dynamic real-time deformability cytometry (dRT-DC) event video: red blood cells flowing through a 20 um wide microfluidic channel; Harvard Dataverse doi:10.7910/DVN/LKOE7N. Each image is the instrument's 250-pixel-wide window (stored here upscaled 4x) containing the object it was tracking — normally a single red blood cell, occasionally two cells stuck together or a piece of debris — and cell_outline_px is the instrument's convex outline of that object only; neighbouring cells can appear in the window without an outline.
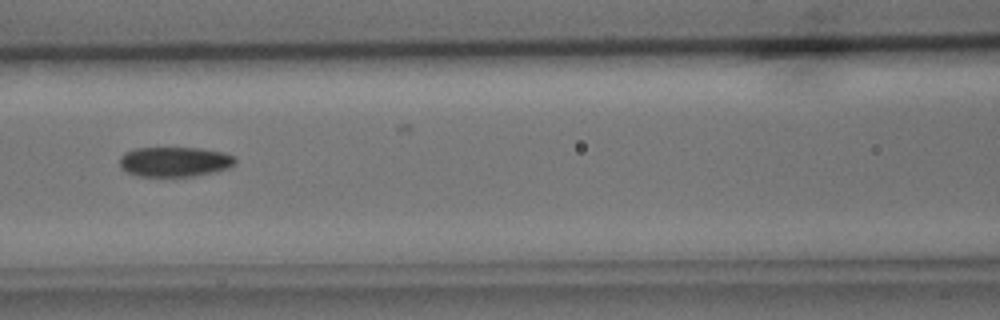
{"species": "common noctule bat (a hibernating species)", "species_latin": "Nyctalus noctula", "temperature_condition": "cold", "stored_images_in_passage": 8, "camera_frame_rate_fps": 3000, "um_per_image_px": 0.085, "animal": {"sex": "male", "body_mass_g": 15.6}, "frame": {"image": 1, "passage_image": 4, "time_ms": 3.667, "image_size_px": [1000, 320], "cell_outline_px": [[236, 164], [228, 168], [216, 172], [192, 176], [136, 176], [120, 168], [120, 156], [124, 152], [136, 148], [200, 148], [224, 152], [236, 156]], "centroid_in_image_um": [14.87, 13.74], "position_along_channel_um": 151.7, "area_um2": 20.35}}
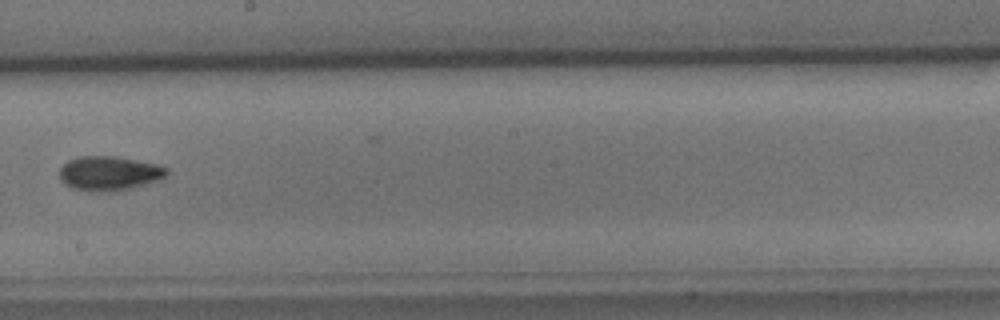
{"frame": {"image": 2, "passage_image": 6, "time_ms": 6.0, "image_size_px": [1000, 320], "cell_outline_px": [[168, 172], [160, 180], [128, 188], [108, 192], [88, 192], [72, 188], [64, 184], [60, 180], [60, 168], [68, 160], [80, 156], [112, 156], [156, 164], [168, 168]], "centroid_in_image_um": [9.23, 14.74], "position_along_channel_um": 239.0, "area_um2": 21.39}}
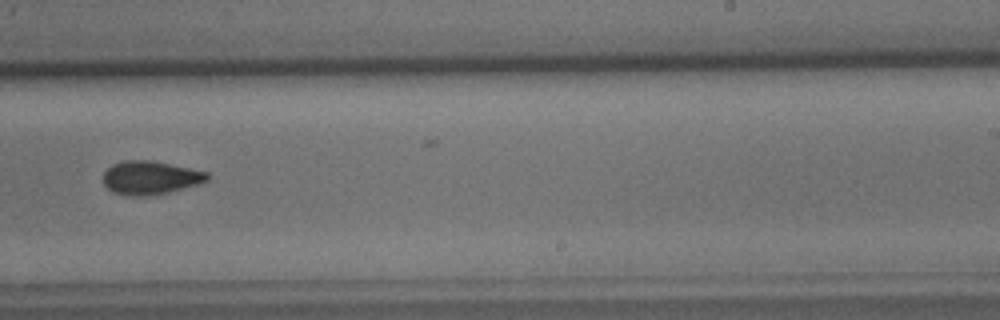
{"frame": {"image": 3, "passage_image": 7, "time_ms": 7.0, "image_size_px": [1000, 320], "cell_outline_px": [[208, 180], [196, 184], [168, 192], [144, 196], [128, 196], [112, 192], [104, 184], [104, 172], [112, 164], [124, 160], [152, 160], [208, 172]], "centroid_in_image_um": [12.74, 15.1], "position_along_channel_um": 276.3, "area_um2": 20.11}}